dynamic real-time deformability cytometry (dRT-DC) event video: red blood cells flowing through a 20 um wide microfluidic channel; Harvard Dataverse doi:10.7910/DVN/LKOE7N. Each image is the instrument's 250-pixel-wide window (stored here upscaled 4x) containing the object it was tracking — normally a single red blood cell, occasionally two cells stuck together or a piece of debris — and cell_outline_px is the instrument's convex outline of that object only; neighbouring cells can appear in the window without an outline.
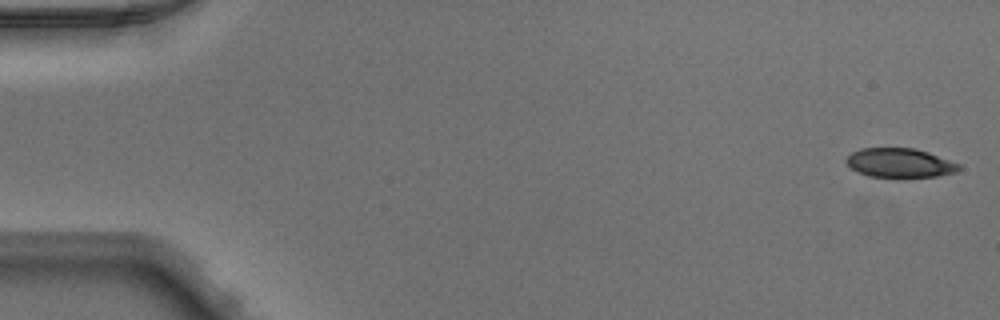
{"species": "Egyptian fruit bat (a non-hibernating species)", "species_latin": "Rousettus aegyptiacus", "temperature_condition": "warm", "stored_images_in_passage": 48, "camera_frame_rate_fps": 3000, "um_per_image_px": 0.085, "animal": {"sex": "male"}, "frame": {"image": 1, "passage_image": 1, "time_ms": 0.0, "image_size_px": [1000, 320], "cell_outline_px": [[960, 168], [956, 172], [936, 176], [868, 176], [856, 172], [844, 160], [852, 152], [860, 148], [916, 148], [928, 152], [960, 164]], "centroid_in_image_um": [76.46, 13.83], "position_along_channel_um": 8.5, "area_um2": 18.9}}
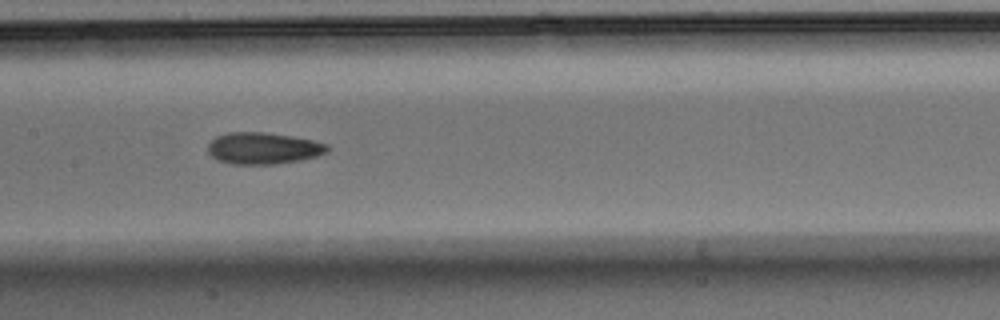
{"frame": {"image": 2, "passage_image": 24, "time_ms": 7.667, "image_size_px": [1000, 320], "cell_outline_px": [[328, 152], [316, 156], [296, 160], [272, 164], [232, 164], [220, 160], [212, 156], [208, 152], [208, 144], [216, 136], [228, 132], [264, 132], [292, 136], [312, 140], [328, 144]], "centroid_in_image_um": [22.36, 12.59], "position_along_channel_um": 185.0, "area_um2": 21.79}}
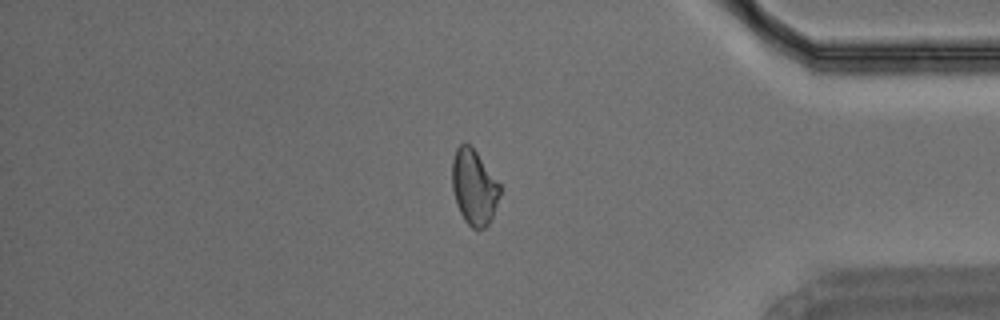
{"frame": {"image": 3, "passage_image": 41, "time_ms": 13.333, "image_size_px": [1000, 320], "cell_outline_px": [[500, 196], [492, 216], [488, 224], [484, 228], [476, 232], [464, 220], [456, 204], [452, 188], [452, 160], [456, 148], [460, 144], [472, 144], [500, 184]], "centroid_in_image_um": [40.29, 15.9], "position_along_channel_um": 394.9, "area_um2": 21.27}}